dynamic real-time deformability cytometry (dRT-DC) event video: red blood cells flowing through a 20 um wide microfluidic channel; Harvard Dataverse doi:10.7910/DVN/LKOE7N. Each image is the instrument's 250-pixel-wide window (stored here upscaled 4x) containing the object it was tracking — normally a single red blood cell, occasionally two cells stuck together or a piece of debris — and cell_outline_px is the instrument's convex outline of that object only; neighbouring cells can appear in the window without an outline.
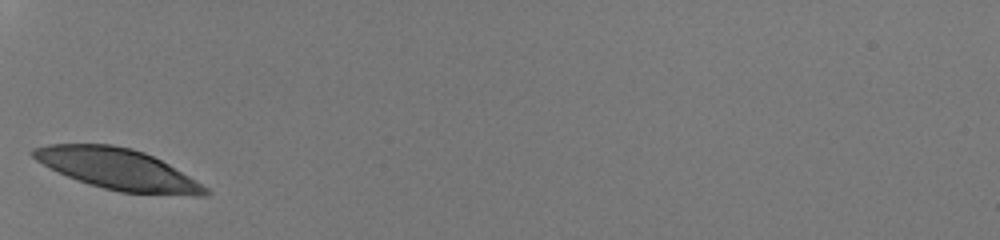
{"species": "human", "species_latin": "Homo sapiens", "temperature_condition": "room temperature", "stored_images_in_passage": 24, "camera_frame_rate_fps": 3000, "um_per_image_px": 0.085, "donor": {"sex": "male"}, "frame": {"image": 1, "passage_image": 1, "time_ms": 0.0, "image_size_px": [1000, 240], "cell_outline_px": [[212, 192], [208, 196], [192, 196], [120, 192], [104, 188], [68, 176], [36, 160], [28, 152], [32, 148], [48, 144], [112, 144], [132, 148], [144, 152], [168, 164], [208, 188]], "centroid_in_image_um": [10.04, 14.37], "position_along_channel_um": 75.0, "area_um2": 40.69}}